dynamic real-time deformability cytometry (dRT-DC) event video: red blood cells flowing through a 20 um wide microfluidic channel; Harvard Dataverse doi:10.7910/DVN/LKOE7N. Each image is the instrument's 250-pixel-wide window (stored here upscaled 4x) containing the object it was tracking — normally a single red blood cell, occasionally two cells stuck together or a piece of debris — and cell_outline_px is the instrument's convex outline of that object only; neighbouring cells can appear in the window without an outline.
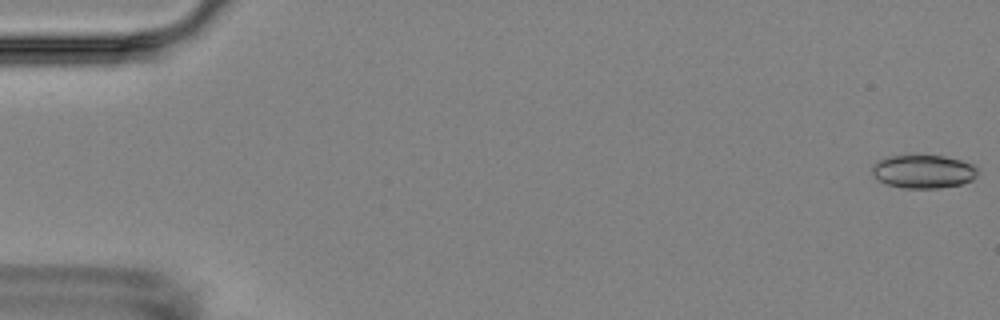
{"species": "Egyptian fruit bat (a non-hibernating species)", "species_latin": "Rousettus aegyptiacus", "temperature_condition": "room temperature", "stored_images_in_passage": 13, "camera_frame_rate_fps": 3000, "um_per_image_px": 0.085, "animal": {"sex": "female"}, "frame": {"image": 1, "passage_image": 1, "time_ms": 0.0, "image_size_px": [1000, 320], "cell_outline_px": [[980, 168], [976, 176], [972, 180], [960, 184], [940, 188], [904, 188], [888, 184], [880, 180], [872, 172], [872, 164], [876, 160], [888, 156], [912, 152], [944, 156], [976, 164]], "centroid_in_image_um": [78.5, 14.52], "position_along_channel_um": 6.5, "area_um2": 21.39}}
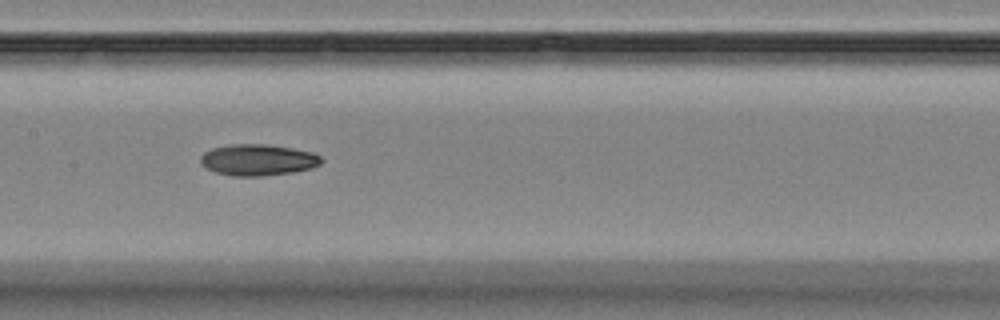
{"frame": {"image": 2, "passage_image": 8, "time_ms": 9.0, "image_size_px": [1000, 320], "cell_outline_px": [[324, 160], [320, 164], [312, 168], [292, 172], [260, 176], [232, 176], [216, 172], [200, 164], [200, 156], [204, 152], [212, 148], [228, 144], [268, 144], [292, 148], [312, 152], [320, 156]], "centroid_in_image_um": [21.92, 13.58], "position_along_channel_um": 185.5, "area_um2": 22.14}}
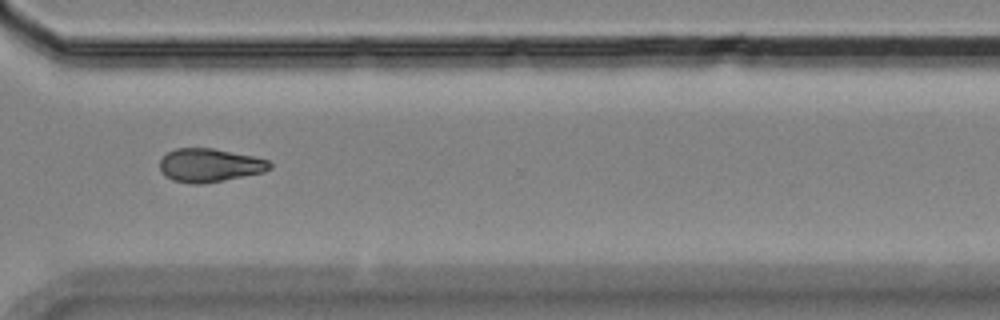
{"frame": {"image": 3, "passage_image": 12, "time_ms": 13.667, "image_size_px": [1000, 320], "cell_outline_px": [[272, 168], [264, 172], [200, 184], [192, 184], [172, 180], [164, 176], [160, 172], [160, 160], [168, 152], [176, 148], [212, 148], [252, 156], [268, 160], [272, 164]], "centroid_in_image_um": [17.79, 14.05], "position_along_channel_um": 352.8, "area_um2": 21.33}, "authors_computed_cell_mechanics": {"area_um2": 21.8484, "velocity_mm_per_s": 3.5951, "shape_relaxation_time_tau1_ms": 4.5223, "shape_relaxation_time_tau2_ms": null, "deformation_change_tau1": 0.0996, "deformation_change_tau2": null}}